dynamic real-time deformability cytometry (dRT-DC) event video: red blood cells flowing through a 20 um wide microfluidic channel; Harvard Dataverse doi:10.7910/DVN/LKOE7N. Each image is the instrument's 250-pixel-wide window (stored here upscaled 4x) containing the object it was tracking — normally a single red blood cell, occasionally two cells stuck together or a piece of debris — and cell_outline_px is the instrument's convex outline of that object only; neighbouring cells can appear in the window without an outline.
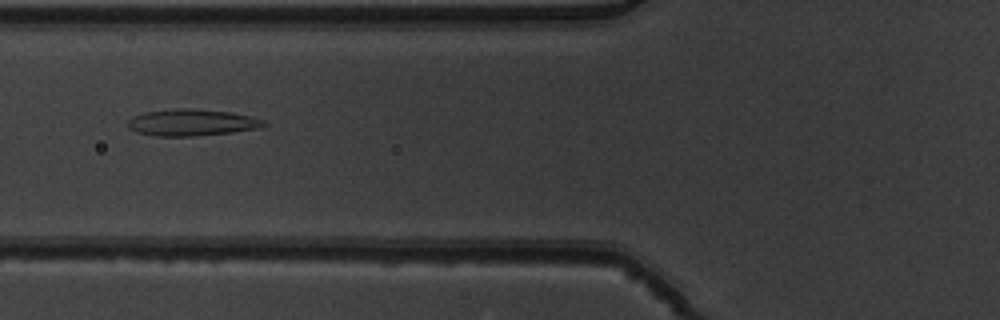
{"species": "common noctule bat (a hibernating species)", "species_latin": "Nyctalus noctula", "temperature_condition": "warm", "stored_images_in_passage": 9, "camera_frame_rate_fps": 3000, "um_per_image_px": 0.085, "animal": {"sex": "male", "body_mass_g": 19.5, "forearm_length_mm": 54.6}, "frame": {"image": 1, "passage_image": 6, "time_ms": 1.667, "image_size_px": [1000, 320], "cell_outline_px": [[268, 124], [256, 128], [232, 132], [196, 136], [156, 136], [136, 132], [128, 128], [128, 120], [132, 116], [144, 112], [176, 108], [192, 108], [228, 112], [248, 116], [264, 120]], "centroid_in_image_um": [16.24, 10.41], "position_along_channel_um": 109.6, "area_um2": 21.04}}
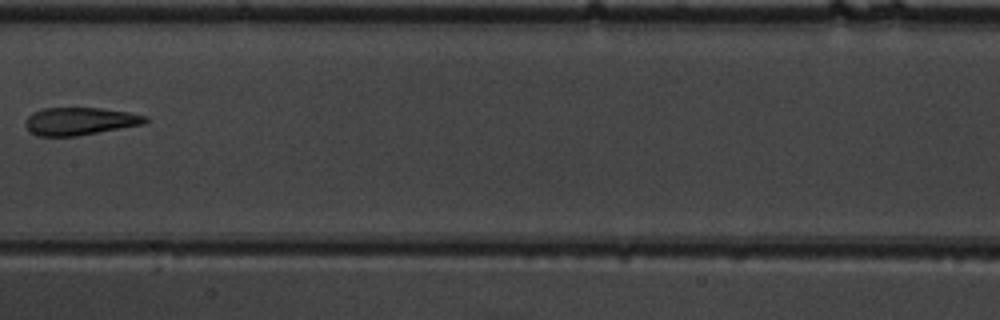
{"frame": {"image": 2, "passage_image": 8, "time_ms": 2.333, "image_size_px": [1000, 320], "cell_outline_px": [[148, 120], [144, 124], [76, 136], [40, 136], [32, 132], [24, 124], [28, 116], [32, 112], [44, 108], [100, 108], [128, 112], [148, 116]], "centroid_in_image_um": [6.8, 10.3], "position_along_channel_um": 200.6, "area_um2": 19.19}}
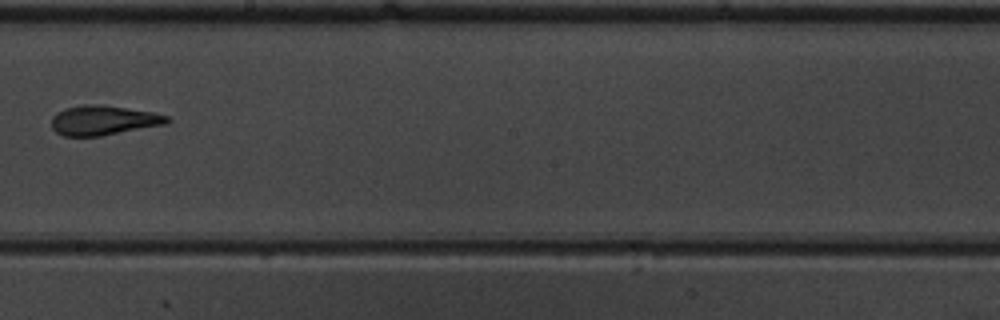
{"frame": {"image": 3, "passage_image": 9, "time_ms": 2.667, "image_size_px": [1000, 320], "cell_outline_px": [[172, 120], [168, 124], [100, 136], [64, 136], [56, 132], [52, 128], [52, 116], [56, 112], [64, 108], [84, 104], [124, 108], [152, 112], [168, 116]], "centroid_in_image_um": [8.79, 10.24], "position_along_channel_um": 239.4, "area_um2": 19.83}}